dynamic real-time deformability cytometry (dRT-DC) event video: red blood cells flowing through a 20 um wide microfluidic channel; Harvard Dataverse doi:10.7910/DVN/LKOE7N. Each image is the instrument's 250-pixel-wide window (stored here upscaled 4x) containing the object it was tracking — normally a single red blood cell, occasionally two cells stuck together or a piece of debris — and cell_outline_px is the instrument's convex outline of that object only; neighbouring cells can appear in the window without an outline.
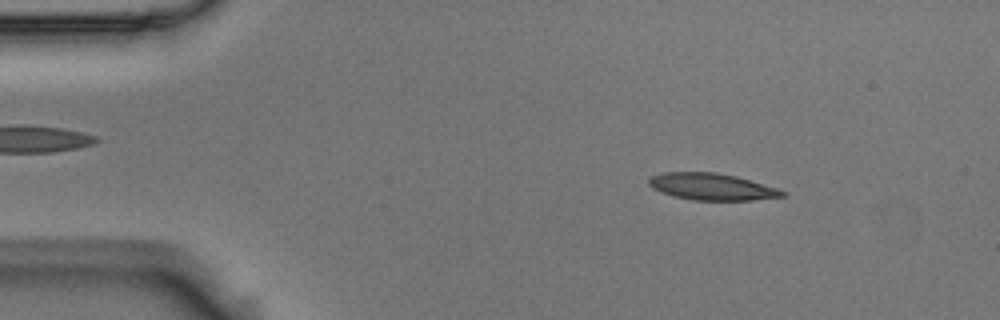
{"species": "Egyptian fruit bat (a non-hibernating species)", "species_latin": "Rousettus aegyptiacus", "temperature_condition": "room temperature", "stored_images_in_passage": 4, "camera_frame_rate_fps": 3000, "um_per_image_px": 0.085, "animal": {"sex": "male"}, "frame": {"image": 1, "passage_image": 2, "time_ms": 0.333, "image_size_px": [1000, 320], "cell_outline_px": [[788, 196], [752, 200], [692, 200], [672, 196], [660, 192], [652, 188], [648, 184], [648, 176], [664, 172], [716, 172], [736, 176], [776, 188], [788, 192]], "centroid_in_image_um": [60.47, 15.87], "position_along_channel_um": 24.5, "area_um2": 21.04}}